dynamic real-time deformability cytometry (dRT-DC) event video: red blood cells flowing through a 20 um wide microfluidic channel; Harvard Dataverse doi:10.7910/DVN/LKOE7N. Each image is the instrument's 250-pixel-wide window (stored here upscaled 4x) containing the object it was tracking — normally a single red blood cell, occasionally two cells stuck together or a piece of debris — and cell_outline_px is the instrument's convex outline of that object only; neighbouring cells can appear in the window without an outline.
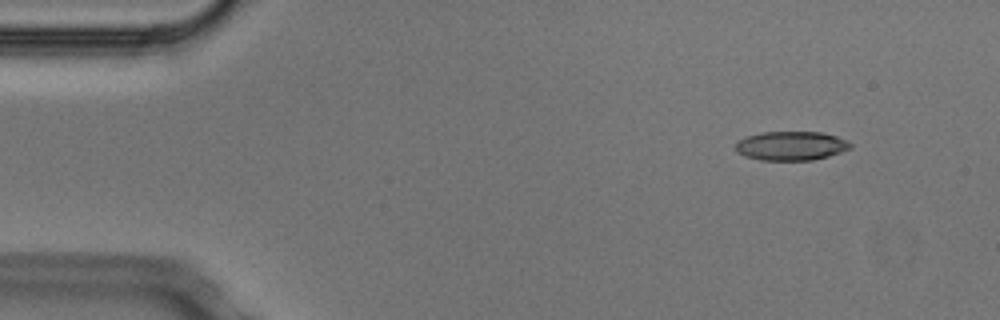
{"species": "Egyptian fruit bat (a non-hibernating species)", "species_latin": "Rousettus aegyptiacus", "temperature_condition": "cold", "stored_images_in_passage": 7, "camera_frame_rate_fps": 3000, "um_per_image_px": 0.085, "animal": {"sex": "male"}, "frame": {"image": 1, "passage_image": 1, "time_ms": 0.0, "image_size_px": [1000, 320], "cell_outline_px": [[852, 148], [828, 156], [812, 160], [760, 160], [744, 156], [736, 152], [736, 140], [748, 136], [764, 132], [820, 132], [836, 136], [848, 140], [852, 144]], "centroid_in_image_um": [67.24, 12.4], "position_along_channel_um": 17.8, "area_um2": 19.48}}
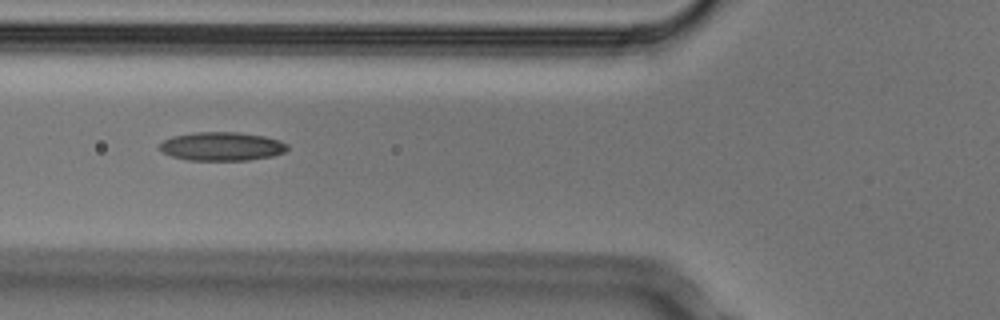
{"frame": {"image": 2, "passage_image": 5, "time_ms": 1.333, "image_size_px": [1000, 320], "cell_outline_px": [[288, 148], [284, 152], [272, 156], [248, 160], [188, 160], [172, 156], [164, 152], [160, 148], [160, 144], [164, 140], [172, 136], [196, 132], [240, 132], [264, 136], [280, 140], [288, 144]], "centroid_in_image_um": [18.88, 12.43], "position_along_channel_um": 106.9, "area_um2": 21.27}}
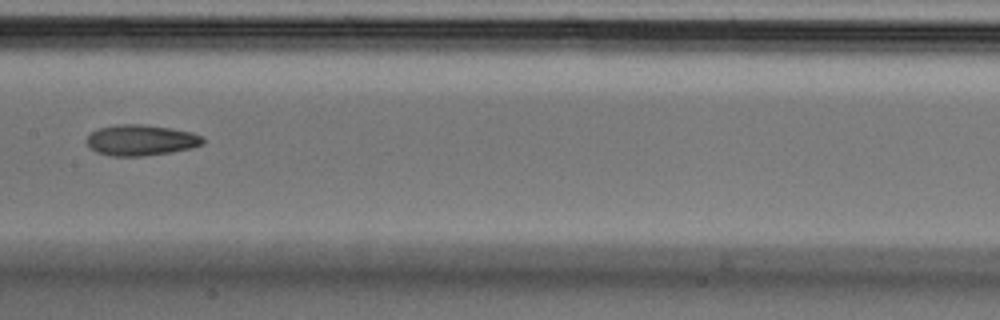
{"frame": {"image": 3, "passage_image": 7, "time_ms": 2.0, "image_size_px": [1000, 320], "cell_outline_px": [[204, 144], [192, 148], [172, 152], [144, 156], [112, 156], [96, 152], [88, 144], [88, 136], [92, 132], [100, 128], [116, 124], [140, 124], [172, 128], [192, 132], [204, 136]], "centroid_in_image_um": [12.04, 11.91], "position_along_channel_um": 195.4, "area_um2": 20.92}}